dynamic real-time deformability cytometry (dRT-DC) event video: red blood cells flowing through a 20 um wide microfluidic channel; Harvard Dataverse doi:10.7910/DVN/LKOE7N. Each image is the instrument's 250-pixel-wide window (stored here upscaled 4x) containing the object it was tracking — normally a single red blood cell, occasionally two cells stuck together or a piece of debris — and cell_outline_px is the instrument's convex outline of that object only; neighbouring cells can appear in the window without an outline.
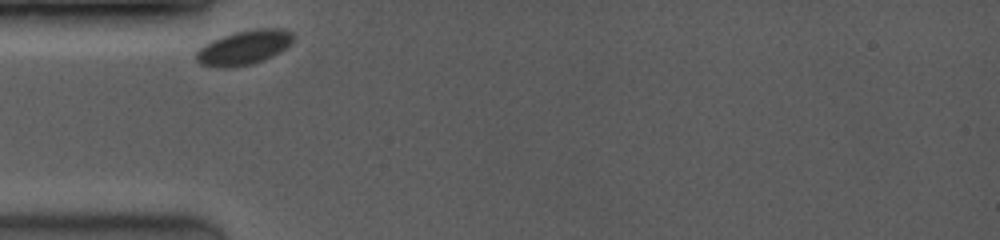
{"species": "common noctule bat (a hibernating species)", "species_latin": "Nyctalus noctula", "temperature_condition": "room temperature", "stored_images_in_passage": 27, "camera_frame_rate_fps": 3500, "um_per_image_px": 0.085, "animal": {"sex": "female", "body_mass_g": 19.0, "forearm_length_mm": 53.3}, "frame": {"image": 1, "passage_image": 1, "time_ms": 0.0, "image_size_px": [1000, 240], "cell_outline_px": [[292, 40], [280, 52], [264, 60], [252, 64], [232, 68], [220, 68], [200, 64], [196, 60], [196, 52], [204, 44], [212, 40], [236, 32], [256, 28], [284, 28], [292, 32]], "centroid_in_image_um": [20.72, 4.05], "position_along_channel_um": 64.3, "area_um2": 19.42}}
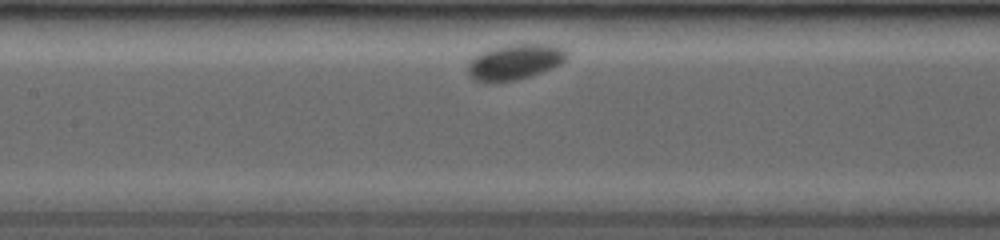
{"frame": {"image": 2, "passage_image": 10, "time_ms": 2.857, "image_size_px": [1000, 240], "cell_outline_px": [[568, 56], [560, 64], [552, 68], [532, 76], [516, 80], [484, 84], [472, 80], [468, 76], [468, 64], [476, 56], [492, 48], [508, 44], [556, 44], [564, 48], [568, 52]], "centroid_in_image_um": [43.77, 5.29], "position_along_channel_um": 163.6, "area_um2": 20.87}}
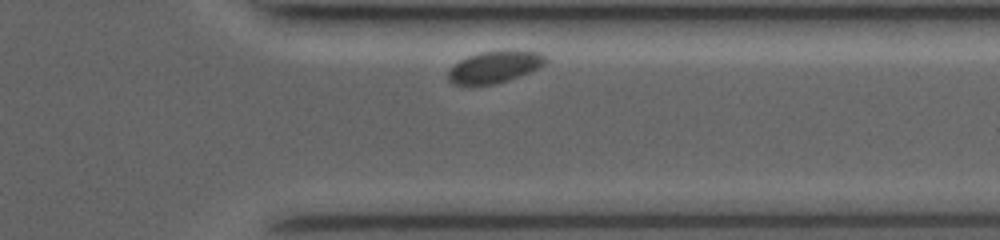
{"frame": {"image": 3, "passage_image": 25, "time_ms": 8.571, "image_size_px": [1000, 240], "cell_outline_px": [[548, 60], [540, 68], [508, 80], [496, 84], [452, 84], [448, 80], [448, 72], [460, 60], [468, 56], [480, 52], [516, 48], [540, 52]], "centroid_in_image_um": [42.11, 5.65], "position_along_channel_um": 369.3, "area_um2": 18.32}, "authors_computed_cell_mechanics": {"area_um2": 19.4786, "velocity_mm_per_s": 3.543, "shape_relaxation_time_tau1_ms": 0.0434, "shape_relaxation_time_tau2_ms": null, "deformation_change_tau1": 0.0202, "deformation_change_tau2": null}}